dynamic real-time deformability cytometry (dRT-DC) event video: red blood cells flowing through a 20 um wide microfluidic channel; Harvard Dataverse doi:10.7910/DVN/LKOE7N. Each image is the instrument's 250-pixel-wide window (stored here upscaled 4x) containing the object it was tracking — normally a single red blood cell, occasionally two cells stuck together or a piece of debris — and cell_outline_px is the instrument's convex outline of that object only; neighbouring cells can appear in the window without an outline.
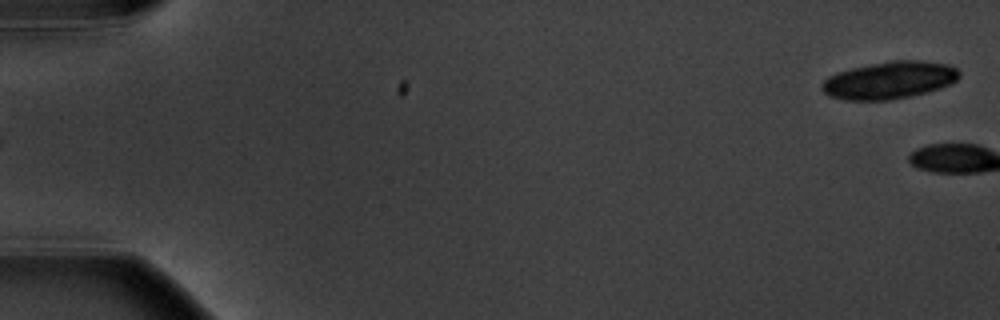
{"species": "common noctule bat (a hibernating species)", "species_latin": "Nyctalus noctula", "temperature_condition": "warm", "stored_images_in_passage": 6, "segment_of_instrument_passage": [2, 2], "camera_frame_rate_fps": 3000, "um_per_image_px": 0.085, "animal": {"sex": "male", "body_mass_g": 20.1, "forearm_length_mm": 53.5}, "frame": {"image": 1, "passage_image": 6, "time_ms": 7.0, "image_size_px": [1000, 320], "cell_outline_px": [[960, 76], [952, 84], [940, 88], [912, 96], [888, 100], [844, 100], [828, 96], [820, 88], [820, 84], [828, 76], [836, 72], [852, 68], [892, 60], [920, 60], [948, 64], [956, 68], [960, 72]], "centroid_in_image_um": [75.59, 6.82], "position_along_channel_um": 9.4, "area_um2": 30.11}}